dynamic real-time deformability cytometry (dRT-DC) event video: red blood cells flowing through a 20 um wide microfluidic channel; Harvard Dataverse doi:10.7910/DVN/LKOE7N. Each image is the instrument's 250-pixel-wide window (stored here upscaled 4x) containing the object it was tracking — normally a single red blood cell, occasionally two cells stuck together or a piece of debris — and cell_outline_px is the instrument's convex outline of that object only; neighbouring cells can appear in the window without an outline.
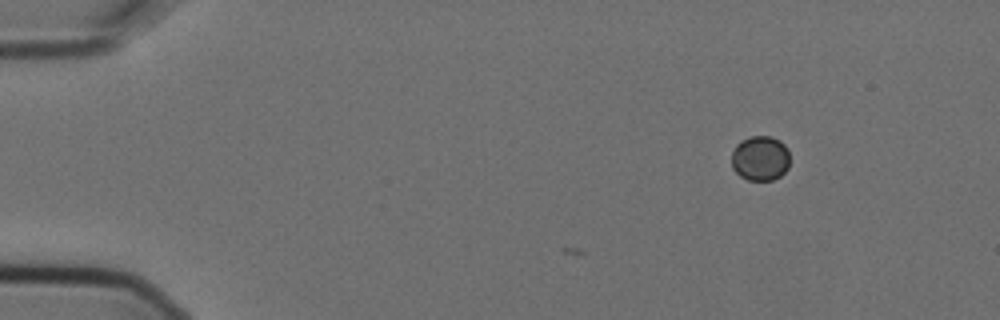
{"species": "Egyptian fruit bat (a non-hibernating species)", "species_latin": "Rousettus aegyptiacus", "temperature_condition": "cold", "stored_images_in_passage": 6, "segment_of_instrument_passage": [2, 2], "camera_frame_rate_fps": 3000, "um_per_image_px": 0.085, "animal": {"sex": "female"}, "frame": {"image": 1, "passage_image": 6, "time_ms": 1.667, "image_size_px": [1000, 320], "cell_outline_px": [[788, 168], [780, 176], [772, 180], [748, 180], [740, 176], [732, 168], [732, 152], [736, 144], [740, 140], [748, 136], [772, 136], [780, 140], [788, 148]], "centroid_in_image_um": [64.61, 13.43], "position_along_channel_um": 20.4, "area_um2": 15.43}}